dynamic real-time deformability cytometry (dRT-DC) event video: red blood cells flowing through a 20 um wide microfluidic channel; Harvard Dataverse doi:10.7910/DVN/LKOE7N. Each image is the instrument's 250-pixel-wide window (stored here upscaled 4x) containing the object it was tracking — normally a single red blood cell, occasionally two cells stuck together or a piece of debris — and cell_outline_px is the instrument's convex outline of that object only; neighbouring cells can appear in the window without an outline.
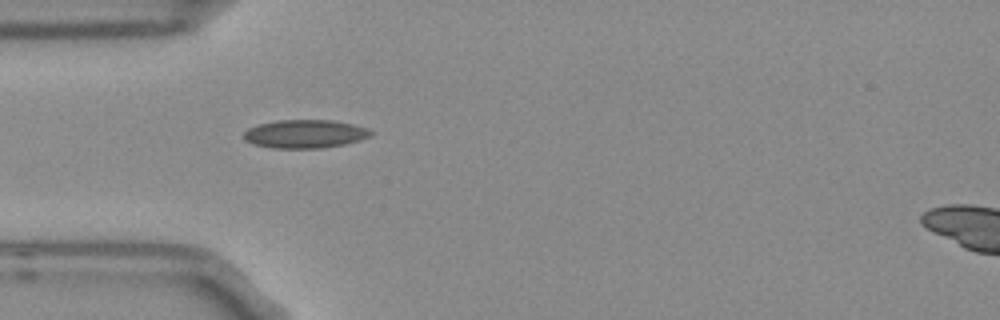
{"species": "Egyptian fruit bat (a non-hibernating species)", "species_latin": "Rousettus aegyptiacus", "temperature_condition": "room temperature", "stored_images_in_passage": 2, "segment_of_instrument_passage": [1, 2], "camera_frame_rate_fps": 3000, "um_per_image_px": 0.085, "frame": {"image": 1, "passage_image": 1, "time_ms": 0.0, "image_size_px": [1000, 320], "cell_outline_px": [[372, 136], [360, 140], [344, 144], [320, 148], [272, 148], [252, 144], [244, 140], [244, 132], [248, 128], [260, 124], [276, 120], [332, 120], [352, 124], [364, 128], [372, 132]], "centroid_in_image_um": [25.89, 11.38], "position_along_channel_um": 59.1, "area_um2": 20.92}}